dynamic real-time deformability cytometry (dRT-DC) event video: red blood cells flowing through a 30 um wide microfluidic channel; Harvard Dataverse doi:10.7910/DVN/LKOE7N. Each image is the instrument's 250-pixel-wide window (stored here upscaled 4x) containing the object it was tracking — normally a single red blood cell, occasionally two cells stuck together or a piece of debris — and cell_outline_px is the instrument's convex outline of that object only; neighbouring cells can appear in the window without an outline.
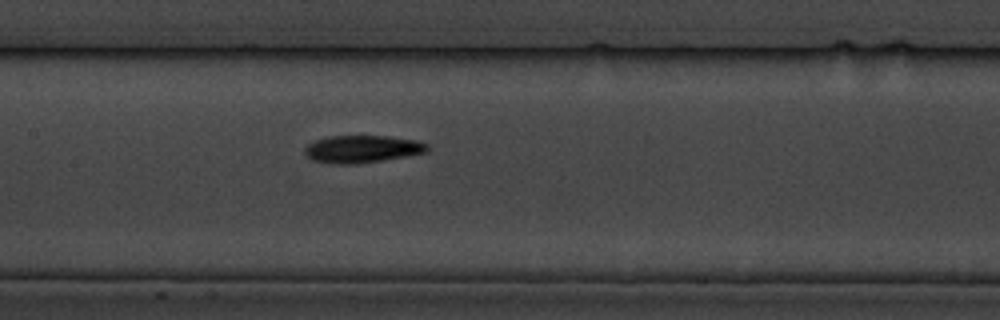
{"species": "common noctule bat (a hibernating species)", "species_latin": "Nyctalus noctula", "temperature_condition": "cold", "stored_images_in_passage": 8, "camera_frame_rate_fps": 3000, "um_per_image_px": 0.085, "animal": {"sex": "male", "body_mass_g": 19.5, "forearm_length_mm": 54.6}, "frame": {"image": 1, "passage_image": 8, "time_ms": 8.0, "image_size_px": [1000, 320], "cell_outline_px": [[428, 152], [356, 164], [336, 164], [312, 160], [304, 152], [304, 148], [308, 144], [316, 140], [328, 136], [388, 136], [416, 140], [428, 144]], "centroid_in_image_um": [30.77, 12.66], "position_along_channel_um": 176.6, "area_um2": 19.42}}